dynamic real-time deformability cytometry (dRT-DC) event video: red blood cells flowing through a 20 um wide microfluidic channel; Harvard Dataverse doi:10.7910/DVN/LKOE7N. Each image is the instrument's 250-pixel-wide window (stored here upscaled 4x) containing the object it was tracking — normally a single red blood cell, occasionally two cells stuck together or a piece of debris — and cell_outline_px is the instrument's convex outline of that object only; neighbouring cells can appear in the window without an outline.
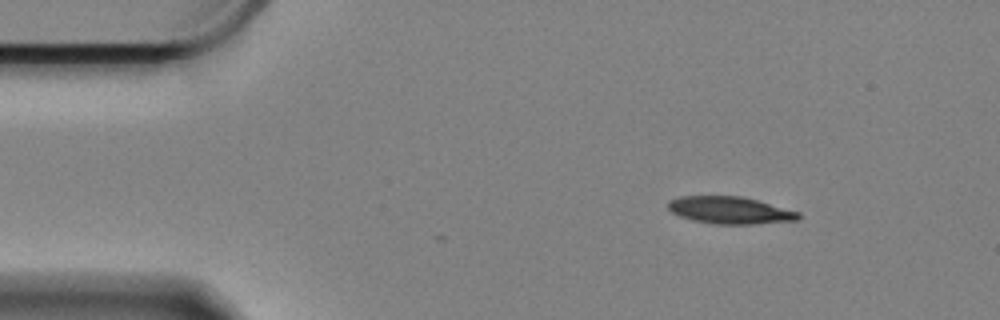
{"species": "Egyptian fruit bat (a non-hibernating species)", "species_latin": "Rousettus aegyptiacus", "temperature_condition": "cold", "stored_images_in_passage": 3, "camera_frame_rate_fps": 3000, "um_per_image_px": 0.085, "animal": {"sex": "female"}, "frame": {"image": 1, "passage_image": 3, "time_ms": 0.667, "image_size_px": [1000, 320], "cell_outline_px": [[800, 216], [796, 220], [752, 224], [712, 224], [692, 220], [680, 216], [672, 212], [668, 208], [668, 200], [680, 196], [740, 196], [756, 200], [800, 212]], "centroid_in_image_um": [62.0, 17.87], "position_along_channel_um": 23.0, "area_um2": 20.52}}